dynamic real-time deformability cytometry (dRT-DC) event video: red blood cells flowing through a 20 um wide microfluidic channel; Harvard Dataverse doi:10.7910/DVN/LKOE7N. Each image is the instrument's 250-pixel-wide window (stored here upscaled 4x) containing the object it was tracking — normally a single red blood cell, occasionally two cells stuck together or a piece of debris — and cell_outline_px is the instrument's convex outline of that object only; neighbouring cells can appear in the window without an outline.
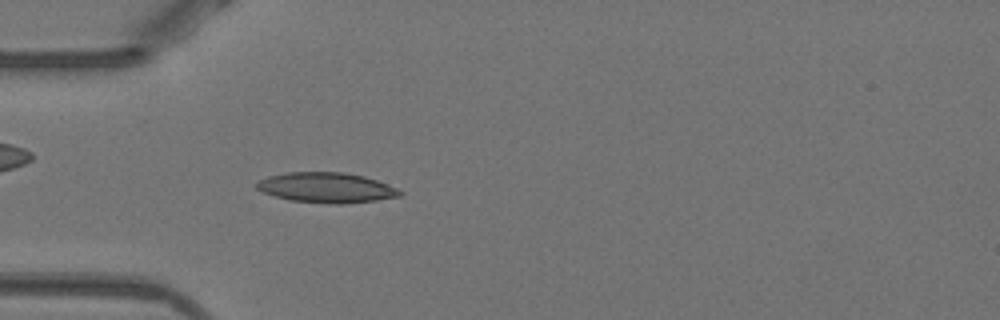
{"species": "Egyptian fruit bat (a non-hibernating species)", "species_latin": "Rousettus aegyptiacus", "temperature_condition": "warm", "stored_images_in_passage": 49, "camera_frame_rate_fps": 3000, "um_per_image_px": 0.085, "animal": {"sex": "female"}, "frame": {"image": 1, "passage_image": 13, "time_ms": 4.0, "image_size_px": [1000, 320], "cell_outline_px": [[404, 192], [400, 196], [376, 200], [340, 204], [336, 204], [292, 200], [276, 196], [264, 192], [256, 188], [256, 180], [268, 176], [288, 172], [344, 172], [364, 176], [376, 180], [396, 188]], "centroid_in_image_um": [27.73, 15.94], "position_along_channel_um": 57.3, "area_um2": 24.97}}
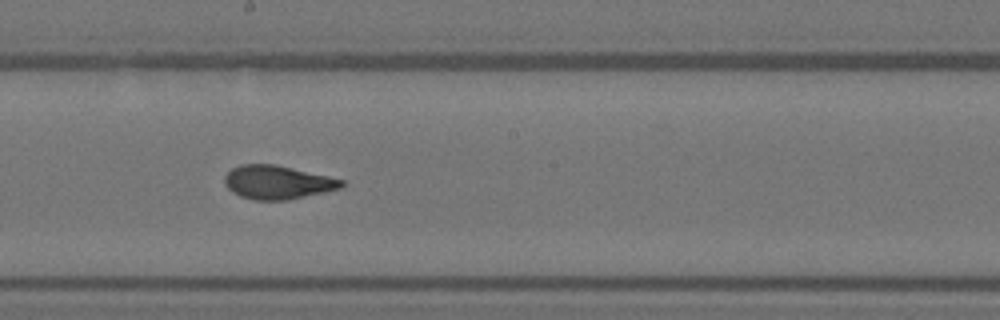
{"frame": {"image": 2, "passage_image": 26, "time_ms": 8.333, "image_size_px": [1000, 320], "cell_outline_px": [[344, 184], [340, 188], [324, 192], [288, 200], [252, 200], [240, 196], [232, 192], [224, 184], [224, 176], [232, 168], [240, 164], [276, 164], [328, 176], [344, 180]], "centroid_in_image_um": [23.55, 15.49], "position_along_channel_um": 224.6, "area_um2": 22.95}}
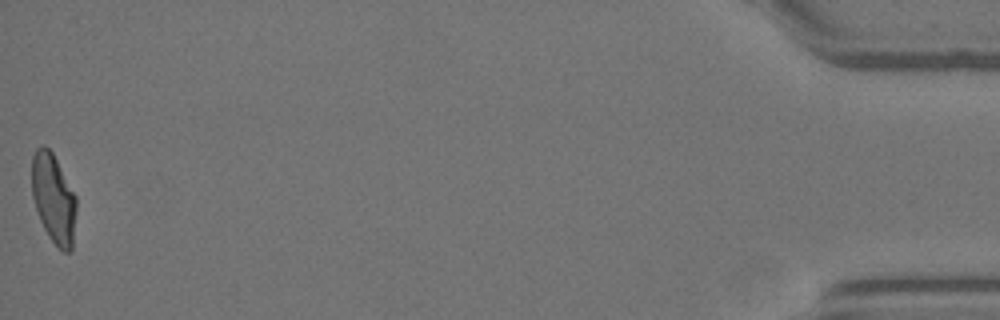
{"frame": {"image": 3, "passage_image": 49, "time_ms": 16.0, "image_size_px": [1000, 320], "cell_outline_px": [[76, 212], [72, 252], [64, 252], [48, 236], [40, 220], [32, 196], [32, 156], [36, 148], [44, 144], [52, 152], [76, 196]], "centroid_in_image_um": [4.55, 16.87], "position_along_channel_um": 430.6, "area_um2": 23.12}, "authors_computed_cell_mechanics": {"area_um2": 23.12, "velocity_mm_per_s": 3.9489, "shape_relaxation_time_tau1_ms": 4.2593, "shape_relaxation_time_tau2_ms": 1.0765, "deformation_change_tau1": 0.1743, "deformation_change_tau2": 0.0678}}